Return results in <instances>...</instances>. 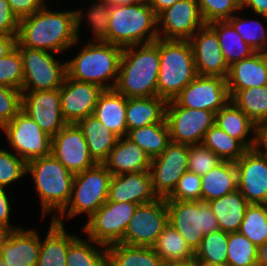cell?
I'll return each instance as SVG.
<instances>
[{
    "instance_id": "7",
    "label": "cell",
    "mask_w": 267,
    "mask_h": 266,
    "mask_svg": "<svg viewBox=\"0 0 267 266\" xmlns=\"http://www.w3.org/2000/svg\"><path fill=\"white\" fill-rule=\"evenodd\" d=\"M111 178L103 164L74 174L70 200L54 221L64 225V219L68 221L80 215L88 220L108 200Z\"/></svg>"
},
{
    "instance_id": "29",
    "label": "cell",
    "mask_w": 267,
    "mask_h": 266,
    "mask_svg": "<svg viewBox=\"0 0 267 266\" xmlns=\"http://www.w3.org/2000/svg\"><path fill=\"white\" fill-rule=\"evenodd\" d=\"M166 104L167 101L158 96L127 98V133L150 124L167 123Z\"/></svg>"
},
{
    "instance_id": "13",
    "label": "cell",
    "mask_w": 267,
    "mask_h": 266,
    "mask_svg": "<svg viewBox=\"0 0 267 266\" xmlns=\"http://www.w3.org/2000/svg\"><path fill=\"white\" fill-rule=\"evenodd\" d=\"M168 225V208L165 198L140 204L129 220L120 243L152 247Z\"/></svg>"
},
{
    "instance_id": "40",
    "label": "cell",
    "mask_w": 267,
    "mask_h": 266,
    "mask_svg": "<svg viewBox=\"0 0 267 266\" xmlns=\"http://www.w3.org/2000/svg\"><path fill=\"white\" fill-rule=\"evenodd\" d=\"M201 144L223 161L236 162L248 150L239 140L231 137L215 124L205 133Z\"/></svg>"
},
{
    "instance_id": "16",
    "label": "cell",
    "mask_w": 267,
    "mask_h": 266,
    "mask_svg": "<svg viewBox=\"0 0 267 266\" xmlns=\"http://www.w3.org/2000/svg\"><path fill=\"white\" fill-rule=\"evenodd\" d=\"M204 25L196 0H180L157 16L161 39L189 40Z\"/></svg>"
},
{
    "instance_id": "61",
    "label": "cell",
    "mask_w": 267,
    "mask_h": 266,
    "mask_svg": "<svg viewBox=\"0 0 267 266\" xmlns=\"http://www.w3.org/2000/svg\"><path fill=\"white\" fill-rule=\"evenodd\" d=\"M165 266H200V265L199 262L193 258L188 261L166 263Z\"/></svg>"
},
{
    "instance_id": "30",
    "label": "cell",
    "mask_w": 267,
    "mask_h": 266,
    "mask_svg": "<svg viewBox=\"0 0 267 266\" xmlns=\"http://www.w3.org/2000/svg\"><path fill=\"white\" fill-rule=\"evenodd\" d=\"M77 125L83 131L90 157L96 164H102L119 137L107 129L94 114L80 120Z\"/></svg>"
},
{
    "instance_id": "24",
    "label": "cell",
    "mask_w": 267,
    "mask_h": 266,
    "mask_svg": "<svg viewBox=\"0 0 267 266\" xmlns=\"http://www.w3.org/2000/svg\"><path fill=\"white\" fill-rule=\"evenodd\" d=\"M230 98L239 90L267 85V53L254 52L250 57L229 66L226 79Z\"/></svg>"
},
{
    "instance_id": "8",
    "label": "cell",
    "mask_w": 267,
    "mask_h": 266,
    "mask_svg": "<svg viewBox=\"0 0 267 266\" xmlns=\"http://www.w3.org/2000/svg\"><path fill=\"white\" fill-rule=\"evenodd\" d=\"M168 224L186 240L195 252L204 235L220 230L208 202L166 200Z\"/></svg>"
},
{
    "instance_id": "17",
    "label": "cell",
    "mask_w": 267,
    "mask_h": 266,
    "mask_svg": "<svg viewBox=\"0 0 267 266\" xmlns=\"http://www.w3.org/2000/svg\"><path fill=\"white\" fill-rule=\"evenodd\" d=\"M51 154L73 174L96 164L89 155L83 131L77 124L65 125L52 137Z\"/></svg>"
},
{
    "instance_id": "55",
    "label": "cell",
    "mask_w": 267,
    "mask_h": 266,
    "mask_svg": "<svg viewBox=\"0 0 267 266\" xmlns=\"http://www.w3.org/2000/svg\"><path fill=\"white\" fill-rule=\"evenodd\" d=\"M241 9L245 11L248 9L251 11L250 15L267 17V0H241Z\"/></svg>"
},
{
    "instance_id": "18",
    "label": "cell",
    "mask_w": 267,
    "mask_h": 266,
    "mask_svg": "<svg viewBox=\"0 0 267 266\" xmlns=\"http://www.w3.org/2000/svg\"><path fill=\"white\" fill-rule=\"evenodd\" d=\"M102 91L96 84L78 81L66 75L59 88L61 111L66 123L77 124L92 115Z\"/></svg>"
},
{
    "instance_id": "42",
    "label": "cell",
    "mask_w": 267,
    "mask_h": 266,
    "mask_svg": "<svg viewBox=\"0 0 267 266\" xmlns=\"http://www.w3.org/2000/svg\"><path fill=\"white\" fill-rule=\"evenodd\" d=\"M238 232L257 247L267 242V204H249Z\"/></svg>"
},
{
    "instance_id": "4",
    "label": "cell",
    "mask_w": 267,
    "mask_h": 266,
    "mask_svg": "<svg viewBox=\"0 0 267 266\" xmlns=\"http://www.w3.org/2000/svg\"><path fill=\"white\" fill-rule=\"evenodd\" d=\"M27 175L33 179L42 220L47 215L54 220L70 200L74 174L50 154L29 161Z\"/></svg>"
},
{
    "instance_id": "5",
    "label": "cell",
    "mask_w": 267,
    "mask_h": 266,
    "mask_svg": "<svg viewBox=\"0 0 267 266\" xmlns=\"http://www.w3.org/2000/svg\"><path fill=\"white\" fill-rule=\"evenodd\" d=\"M157 39V16L148 2L111 6L104 42L124 48L154 42Z\"/></svg>"
},
{
    "instance_id": "44",
    "label": "cell",
    "mask_w": 267,
    "mask_h": 266,
    "mask_svg": "<svg viewBox=\"0 0 267 266\" xmlns=\"http://www.w3.org/2000/svg\"><path fill=\"white\" fill-rule=\"evenodd\" d=\"M258 247L239 232L228 233L226 266H257Z\"/></svg>"
},
{
    "instance_id": "21",
    "label": "cell",
    "mask_w": 267,
    "mask_h": 266,
    "mask_svg": "<svg viewBox=\"0 0 267 266\" xmlns=\"http://www.w3.org/2000/svg\"><path fill=\"white\" fill-rule=\"evenodd\" d=\"M191 44L197 75L226 78L229 66L223 57L216 32L205 24L188 40Z\"/></svg>"
},
{
    "instance_id": "37",
    "label": "cell",
    "mask_w": 267,
    "mask_h": 266,
    "mask_svg": "<svg viewBox=\"0 0 267 266\" xmlns=\"http://www.w3.org/2000/svg\"><path fill=\"white\" fill-rule=\"evenodd\" d=\"M127 137L142 148L150 159L162 154L171 142L167 123L150 124L130 130Z\"/></svg>"
},
{
    "instance_id": "2",
    "label": "cell",
    "mask_w": 267,
    "mask_h": 266,
    "mask_svg": "<svg viewBox=\"0 0 267 266\" xmlns=\"http://www.w3.org/2000/svg\"><path fill=\"white\" fill-rule=\"evenodd\" d=\"M159 39L123 48L114 89L127 98L157 96Z\"/></svg>"
},
{
    "instance_id": "50",
    "label": "cell",
    "mask_w": 267,
    "mask_h": 266,
    "mask_svg": "<svg viewBox=\"0 0 267 266\" xmlns=\"http://www.w3.org/2000/svg\"><path fill=\"white\" fill-rule=\"evenodd\" d=\"M22 110V92L0 85V127L10 122Z\"/></svg>"
},
{
    "instance_id": "6",
    "label": "cell",
    "mask_w": 267,
    "mask_h": 266,
    "mask_svg": "<svg viewBox=\"0 0 267 266\" xmlns=\"http://www.w3.org/2000/svg\"><path fill=\"white\" fill-rule=\"evenodd\" d=\"M157 96L173 100L197 76L188 40L159 38Z\"/></svg>"
},
{
    "instance_id": "15",
    "label": "cell",
    "mask_w": 267,
    "mask_h": 266,
    "mask_svg": "<svg viewBox=\"0 0 267 266\" xmlns=\"http://www.w3.org/2000/svg\"><path fill=\"white\" fill-rule=\"evenodd\" d=\"M173 100L185 108L216 114L230 101L226 78L197 75Z\"/></svg>"
},
{
    "instance_id": "43",
    "label": "cell",
    "mask_w": 267,
    "mask_h": 266,
    "mask_svg": "<svg viewBox=\"0 0 267 266\" xmlns=\"http://www.w3.org/2000/svg\"><path fill=\"white\" fill-rule=\"evenodd\" d=\"M228 233L218 230L204 235L194 252L198 262H210L222 266L227 264Z\"/></svg>"
},
{
    "instance_id": "1",
    "label": "cell",
    "mask_w": 267,
    "mask_h": 266,
    "mask_svg": "<svg viewBox=\"0 0 267 266\" xmlns=\"http://www.w3.org/2000/svg\"><path fill=\"white\" fill-rule=\"evenodd\" d=\"M47 4L19 20L16 41L24 47L64 55L82 42L76 36L74 10H54Z\"/></svg>"
},
{
    "instance_id": "63",
    "label": "cell",
    "mask_w": 267,
    "mask_h": 266,
    "mask_svg": "<svg viewBox=\"0 0 267 266\" xmlns=\"http://www.w3.org/2000/svg\"><path fill=\"white\" fill-rule=\"evenodd\" d=\"M0 266H6V265L3 263V260H2V258H1V256H0Z\"/></svg>"
},
{
    "instance_id": "28",
    "label": "cell",
    "mask_w": 267,
    "mask_h": 266,
    "mask_svg": "<svg viewBox=\"0 0 267 266\" xmlns=\"http://www.w3.org/2000/svg\"><path fill=\"white\" fill-rule=\"evenodd\" d=\"M215 125L247 149L254 148L257 125L231 100L215 114Z\"/></svg>"
},
{
    "instance_id": "56",
    "label": "cell",
    "mask_w": 267,
    "mask_h": 266,
    "mask_svg": "<svg viewBox=\"0 0 267 266\" xmlns=\"http://www.w3.org/2000/svg\"><path fill=\"white\" fill-rule=\"evenodd\" d=\"M17 36L0 35V58L8 54L16 45Z\"/></svg>"
},
{
    "instance_id": "46",
    "label": "cell",
    "mask_w": 267,
    "mask_h": 266,
    "mask_svg": "<svg viewBox=\"0 0 267 266\" xmlns=\"http://www.w3.org/2000/svg\"><path fill=\"white\" fill-rule=\"evenodd\" d=\"M23 79L22 57L15 46L8 54L0 58V85L21 91Z\"/></svg>"
},
{
    "instance_id": "23",
    "label": "cell",
    "mask_w": 267,
    "mask_h": 266,
    "mask_svg": "<svg viewBox=\"0 0 267 266\" xmlns=\"http://www.w3.org/2000/svg\"><path fill=\"white\" fill-rule=\"evenodd\" d=\"M40 233L24 226L14 230L3 243L0 256L6 266H37Z\"/></svg>"
},
{
    "instance_id": "51",
    "label": "cell",
    "mask_w": 267,
    "mask_h": 266,
    "mask_svg": "<svg viewBox=\"0 0 267 266\" xmlns=\"http://www.w3.org/2000/svg\"><path fill=\"white\" fill-rule=\"evenodd\" d=\"M19 20L12 13L7 0H0V35L18 34Z\"/></svg>"
},
{
    "instance_id": "26",
    "label": "cell",
    "mask_w": 267,
    "mask_h": 266,
    "mask_svg": "<svg viewBox=\"0 0 267 266\" xmlns=\"http://www.w3.org/2000/svg\"><path fill=\"white\" fill-rule=\"evenodd\" d=\"M49 222L45 237L41 238L40 235V252L37 266H66L68 246L79 235L67 231L65 224L57 223L51 219Z\"/></svg>"
},
{
    "instance_id": "38",
    "label": "cell",
    "mask_w": 267,
    "mask_h": 266,
    "mask_svg": "<svg viewBox=\"0 0 267 266\" xmlns=\"http://www.w3.org/2000/svg\"><path fill=\"white\" fill-rule=\"evenodd\" d=\"M66 266H107V246L79 235L68 246Z\"/></svg>"
},
{
    "instance_id": "53",
    "label": "cell",
    "mask_w": 267,
    "mask_h": 266,
    "mask_svg": "<svg viewBox=\"0 0 267 266\" xmlns=\"http://www.w3.org/2000/svg\"><path fill=\"white\" fill-rule=\"evenodd\" d=\"M7 189L0 188V224L8 226L12 228L13 230H17L23 226H19L15 224L14 226L13 223H10L11 221V215H12V210L13 205L11 206L12 202L11 199L9 198L10 194L7 191ZM17 225V226H16Z\"/></svg>"
},
{
    "instance_id": "39",
    "label": "cell",
    "mask_w": 267,
    "mask_h": 266,
    "mask_svg": "<svg viewBox=\"0 0 267 266\" xmlns=\"http://www.w3.org/2000/svg\"><path fill=\"white\" fill-rule=\"evenodd\" d=\"M152 248L165 264L188 261L194 258V251L170 224L164 228Z\"/></svg>"
},
{
    "instance_id": "25",
    "label": "cell",
    "mask_w": 267,
    "mask_h": 266,
    "mask_svg": "<svg viewBox=\"0 0 267 266\" xmlns=\"http://www.w3.org/2000/svg\"><path fill=\"white\" fill-rule=\"evenodd\" d=\"M102 164L114 176L149 171L151 159L135 142L124 136L118 138L115 146Z\"/></svg>"
},
{
    "instance_id": "60",
    "label": "cell",
    "mask_w": 267,
    "mask_h": 266,
    "mask_svg": "<svg viewBox=\"0 0 267 266\" xmlns=\"http://www.w3.org/2000/svg\"><path fill=\"white\" fill-rule=\"evenodd\" d=\"M109 6L115 5H131L140 2L141 0H100Z\"/></svg>"
},
{
    "instance_id": "36",
    "label": "cell",
    "mask_w": 267,
    "mask_h": 266,
    "mask_svg": "<svg viewBox=\"0 0 267 266\" xmlns=\"http://www.w3.org/2000/svg\"><path fill=\"white\" fill-rule=\"evenodd\" d=\"M217 34L220 49L228 66L250 57L254 50L248 46L240 34L227 21H214L208 24Z\"/></svg>"
},
{
    "instance_id": "49",
    "label": "cell",
    "mask_w": 267,
    "mask_h": 266,
    "mask_svg": "<svg viewBox=\"0 0 267 266\" xmlns=\"http://www.w3.org/2000/svg\"><path fill=\"white\" fill-rule=\"evenodd\" d=\"M201 176L186 171L166 200L201 201Z\"/></svg>"
},
{
    "instance_id": "58",
    "label": "cell",
    "mask_w": 267,
    "mask_h": 266,
    "mask_svg": "<svg viewBox=\"0 0 267 266\" xmlns=\"http://www.w3.org/2000/svg\"><path fill=\"white\" fill-rule=\"evenodd\" d=\"M257 266H267V242L258 247Z\"/></svg>"
},
{
    "instance_id": "11",
    "label": "cell",
    "mask_w": 267,
    "mask_h": 266,
    "mask_svg": "<svg viewBox=\"0 0 267 266\" xmlns=\"http://www.w3.org/2000/svg\"><path fill=\"white\" fill-rule=\"evenodd\" d=\"M6 142L26 163L51 154V139L27 113L21 110L1 128Z\"/></svg>"
},
{
    "instance_id": "20",
    "label": "cell",
    "mask_w": 267,
    "mask_h": 266,
    "mask_svg": "<svg viewBox=\"0 0 267 266\" xmlns=\"http://www.w3.org/2000/svg\"><path fill=\"white\" fill-rule=\"evenodd\" d=\"M238 190L249 204H267V158L254 148L235 162Z\"/></svg>"
},
{
    "instance_id": "12",
    "label": "cell",
    "mask_w": 267,
    "mask_h": 266,
    "mask_svg": "<svg viewBox=\"0 0 267 266\" xmlns=\"http://www.w3.org/2000/svg\"><path fill=\"white\" fill-rule=\"evenodd\" d=\"M166 121L171 142L197 145L201 144L205 133L215 124V113L185 108L170 100L166 104Z\"/></svg>"
},
{
    "instance_id": "27",
    "label": "cell",
    "mask_w": 267,
    "mask_h": 266,
    "mask_svg": "<svg viewBox=\"0 0 267 266\" xmlns=\"http://www.w3.org/2000/svg\"><path fill=\"white\" fill-rule=\"evenodd\" d=\"M127 97L115 89H105L98 97L94 115L119 138L127 136Z\"/></svg>"
},
{
    "instance_id": "59",
    "label": "cell",
    "mask_w": 267,
    "mask_h": 266,
    "mask_svg": "<svg viewBox=\"0 0 267 266\" xmlns=\"http://www.w3.org/2000/svg\"><path fill=\"white\" fill-rule=\"evenodd\" d=\"M14 230L8 226L0 224V250L3 243L9 238Z\"/></svg>"
},
{
    "instance_id": "54",
    "label": "cell",
    "mask_w": 267,
    "mask_h": 266,
    "mask_svg": "<svg viewBox=\"0 0 267 266\" xmlns=\"http://www.w3.org/2000/svg\"><path fill=\"white\" fill-rule=\"evenodd\" d=\"M254 149L267 158V121L256 126Z\"/></svg>"
},
{
    "instance_id": "32",
    "label": "cell",
    "mask_w": 267,
    "mask_h": 266,
    "mask_svg": "<svg viewBox=\"0 0 267 266\" xmlns=\"http://www.w3.org/2000/svg\"><path fill=\"white\" fill-rule=\"evenodd\" d=\"M201 182L202 202H209L238 190L235 162L223 161L207 174L202 175Z\"/></svg>"
},
{
    "instance_id": "48",
    "label": "cell",
    "mask_w": 267,
    "mask_h": 266,
    "mask_svg": "<svg viewBox=\"0 0 267 266\" xmlns=\"http://www.w3.org/2000/svg\"><path fill=\"white\" fill-rule=\"evenodd\" d=\"M222 162L218 155L202 144L190 145L188 171L202 176Z\"/></svg>"
},
{
    "instance_id": "62",
    "label": "cell",
    "mask_w": 267,
    "mask_h": 266,
    "mask_svg": "<svg viewBox=\"0 0 267 266\" xmlns=\"http://www.w3.org/2000/svg\"><path fill=\"white\" fill-rule=\"evenodd\" d=\"M200 266H222V265H218V264H214V263H210V262H199Z\"/></svg>"
},
{
    "instance_id": "14",
    "label": "cell",
    "mask_w": 267,
    "mask_h": 266,
    "mask_svg": "<svg viewBox=\"0 0 267 266\" xmlns=\"http://www.w3.org/2000/svg\"><path fill=\"white\" fill-rule=\"evenodd\" d=\"M190 145L170 142L166 150L151 159L150 174L154 193L167 198L179 179L188 171Z\"/></svg>"
},
{
    "instance_id": "19",
    "label": "cell",
    "mask_w": 267,
    "mask_h": 266,
    "mask_svg": "<svg viewBox=\"0 0 267 266\" xmlns=\"http://www.w3.org/2000/svg\"><path fill=\"white\" fill-rule=\"evenodd\" d=\"M22 110L50 137L67 125L61 111L59 89L22 92Z\"/></svg>"
},
{
    "instance_id": "45",
    "label": "cell",
    "mask_w": 267,
    "mask_h": 266,
    "mask_svg": "<svg viewBox=\"0 0 267 266\" xmlns=\"http://www.w3.org/2000/svg\"><path fill=\"white\" fill-rule=\"evenodd\" d=\"M25 176L27 163L10 149L0 147V188L8 189Z\"/></svg>"
},
{
    "instance_id": "57",
    "label": "cell",
    "mask_w": 267,
    "mask_h": 266,
    "mask_svg": "<svg viewBox=\"0 0 267 266\" xmlns=\"http://www.w3.org/2000/svg\"><path fill=\"white\" fill-rule=\"evenodd\" d=\"M178 1L180 0H151L149 5L154 10L156 16H158L162 11L168 9Z\"/></svg>"
},
{
    "instance_id": "10",
    "label": "cell",
    "mask_w": 267,
    "mask_h": 266,
    "mask_svg": "<svg viewBox=\"0 0 267 266\" xmlns=\"http://www.w3.org/2000/svg\"><path fill=\"white\" fill-rule=\"evenodd\" d=\"M138 204L106 201L80 230L94 242L111 245L119 243Z\"/></svg>"
},
{
    "instance_id": "34",
    "label": "cell",
    "mask_w": 267,
    "mask_h": 266,
    "mask_svg": "<svg viewBox=\"0 0 267 266\" xmlns=\"http://www.w3.org/2000/svg\"><path fill=\"white\" fill-rule=\"evenodd\" d=\"M92 1V3L89 2V7L86 6L87 9L73 8L76 36L81 40L80 33L82 31L80 29L82 22L86 20L87 28L90 27L89 30L91 31V41H103L107 37L111 6L100 0Z\"/></svg>"
},
{
    "instance_id": "22",
    "label": "cell",
    "mask_w": 267,
    "mask_h": 266,
    "mask_svg": "<svg viewBox=\"0 0 267 266\" xmlns=\"http://www.w3.org/2000/svg\"><path fill=\"white\" fill-rule=\"evenodd\" d=\"M158 199L150 171L114 175L109 185L108 201L146 204Z\"/></svg>"
},
{
    "instance_id": "31",
    "label": "cell",
    "mask_w": 267,
    "mask_h": 266,
    "mask_svg": "<svg viewBox=\"0 0 267 266\" xmlns=\"http://www.w3.org/2000/svg\"><path fill=\"white\" fill-rule=\"evenodd\" d=\"M216 216L220 230L226 233L238 232L249 205L239 190L208 202Z\"/></svg>"
},
{
    "instance_id": "9",
    "label": "cell",
    "mask_w": 267,
    "mask_h": 266,
    "mask_svg": "<svg viewBox=\"0 0 267 266\" xmlns=\"http://www.w3.org/2000/svg\"><path fill=\"white\" fill-rule=\"evenodd\" d=\"M22 57L24 79L21 92L59 89L67 75L66 61L59 54L24 47L16 41ZM57 55V56H56Z\"/></svg>"
},
{
    "instance_id": "47",
    "label": "cell",
    "mask_w": 267,
    "mask_h": 266,
    "mask_svg": "<svg viewBox=\"0 0 267 266\" xmlns=\"http://www.w3.org/2000/svg\"><path fill=\"white\" fill-rule=\"evenodd\" d=\"M205 24L230 19L241 10V0H196Z\"/></svg>"
},
{
    "instance_id": "64",
    "label": "cell",
    "mask_w": 267,
    "mask_h": 266,
    "mask_svg": "<svg viewBox=\"0 0 267 266\" xmlns=\"http://www.w3.org/2000/svg\"><path fill=\"white\" fill-rule=\"evenodd\" d=\"M141 1H143V2H148V3H149L151 0H141Z\"/></svg>"
},
{
    "instance_id": "52",
    "label": "cell",
    "mask_w": 267,
    "mask_h": 266,
    "mask_svg": "<svg viewBox=\"0 0 267 266\" xmlns=\"http://www.w3.org/2000/svg\"><path fill=\"white\" fill-rule=\"evenodd\" d=\"M12 13L18 20L34 14L40 10L48 0H7Z\"/></svg>"
},
{
    "instance_id": "3",
    "label": "cell",
    "mask_w": 267,
    "mask_h": 266,
    "mask_svg": "<svg viewBox=\"0 0 267 266\" xmlns=\"http://www.w3.org/2000/svg\"><path fill=\"white\" fill-rule=\"evenodd\" d=\"M77 50L73 58L66 59L67 76L93 83L103 90L114 89L123 48L104 41H89Z\"/></svg>"
},
{
    "instance_id": "41",
    "label": "cell",
    "mask_w": 267,
    "mask_h": 266,
    "mask_svg": "<svg viewBox=\"0 0 267 266\" xmlns=\"http://www.w3.org/2000/svg\"><path fill=\"white\" fill-rule=\"evenodd\" d=\"M230 100L256 125L267 121V85L239 90Z\"/></svg>"
},
{
    "instance_id": "33",
    "label": "cell",
    "mask_w": 267,
    "mask_h": 266,
    "mask_svg": "<svg viewBox=\"0 0 267 266\" xmlns=\"http://www.w3.org/2000/svg\"><path fill=\"white\" fill-rule=\"evenodd\" d=\"M107 266H165L152 247L114 243L107 246Z\"/></svg>"
},
{
    "instance_id": "35",
    "label": "cell",
    "mask_w": 267,
    "mask_h": 266,
    "mask_svg": "<svg viewBox=\"0 0 267 266\" xmlns=\"http://www.w3.org/2000/svg\"><path fill=\"white\" fill-rule=\"evenodd\" d=\"M239 12L235 13L227 21L254 52L267 53V17L256 15L260 20L256 19V16H250L254 18L251 19L244 13V10L241 9Z\"/></svg>"
}]
</instances>
